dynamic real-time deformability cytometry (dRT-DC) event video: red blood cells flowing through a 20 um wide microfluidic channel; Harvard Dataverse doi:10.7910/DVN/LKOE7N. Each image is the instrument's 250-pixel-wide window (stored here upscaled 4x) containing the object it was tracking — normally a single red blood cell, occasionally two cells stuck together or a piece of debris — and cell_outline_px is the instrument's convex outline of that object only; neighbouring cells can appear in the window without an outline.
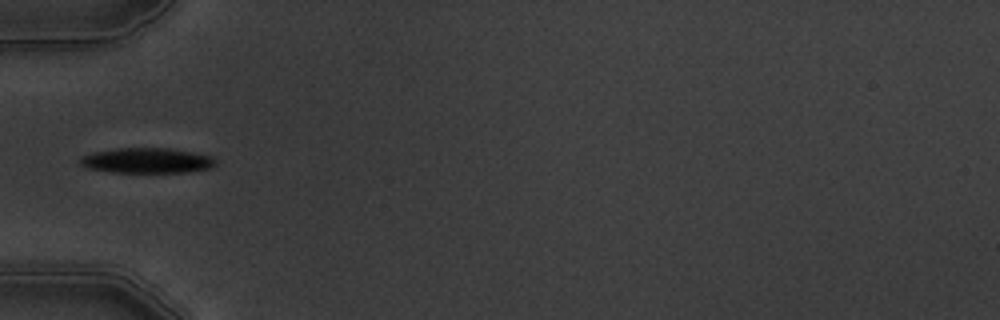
{"species": "common noctule bat (a hibernating species)", "species_latin": "Nyctalus noctula", "temperature_condition": "warm", "stored_images_in_passage": 3, "camera_frame_rate_fps": 3000, "um_per_image_px": 0.085, "animal": {"sex": "male", "body_mass_g": 19.5, "forearm_length_mm": 54.6}, "frame": {"image": 1, "passage_image": 3, "time_ms": 2.0, "image_size_px": [1000, 320], "cell_outline_px": [[216, 164], [212, 168], [188, 172], [112, 172], [88, 168], [80, 164], [80, 160], [84, 156], [92, 152], [116, 148], [168, 148], [192, 152], [212, 156], [216, 160]], "centroid_in_image_um": [12.52, 13.64], "position_along_channel_um": 72.5, "area_um2": 19.88}}